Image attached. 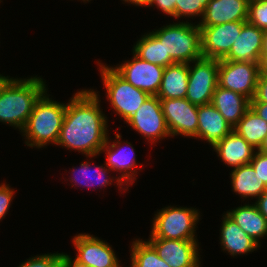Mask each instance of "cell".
<instances>
[{"label": "cell", "instance_id": "obj_20", "mask_svg": "<svg viewBox=\"0 0 267 267\" xmlns=\"http://www.w3.org/2000/svg\"><path fill=\"white\" fill-rule=\"evenodd\" d=\"M211 103L233 128L250 108L247 97L220 86L216 87Z\"/></svg>", "mask_w": 267, "mask_h": 267}, {"label": "cell", "instance_id": "obj_16", "mask_svg": "<svg viewBox=\"0 0 267 267\" xmlns=\"http://www.w3.org/2000/svg\"><path fill=\"white\" fill-rule=\"evenodd\" d=\"M263 34L264 30L246 22L223 60L260 63Z\"/></svg>", "mask_w": 267, "mask_h": 267}, {"label": "cell", "instance_id": "obj_24", "mask_svg": "<svg viewBox=\"0 0 267 267\" xmlns=\"http://www.w3.org/2000/svg\"><path fill=\"white\" fill-rule=\"evenodd\" d=\"M232 190L240 194L241 198H258L267 186L250 164L234 168L230 173Z\"/></svg>", "mask_w": 267, "mask_h": 267}, {"label": "cell", "instance_id": "obj_32", "mask_svg": "<svg viewBox=\"0 0 267 267\" xmlns=\"http://www.w3.org/2000/svg\"><path fill=\"white\" fill-rule=\"evenodd\" d=\"M249 164L253 167L262 182L267 186V154L256 150Z\"/></svg>", "mask_w": 267, "mask_h": 267}, {"label": "cell", "instance_id": "obj_34", "mask_svg": "<svg viewBox=\"0 0 267 267\" xmlns=\"http://www.w3.org/2000/svg\"><path fill=\"white\" fill-rule=\"evenodd\" d=\"M250 102L267 103V74L259 73L256 92Z\"/></svg>", "mask_w": 267, "mask_h": 267}, {"label": "cell", "instance_id": "obj_39", "mask_svg": "<svg viewBox=\"0 0 267 267\" xmlns=\"http://www.w3.org/2000/svg\"><path fill=\"white\" fill-rule=\"evenodd\" d=\"M259 68H260V73L267 74V53H261Z\"/></svg>", "mask_w": 267, "mask_h": 267}, {"label": "cell", "instance_id": "obj_19", "mask_svg": "<svg viewBox=\"0 0 267 267\" xmlns=\"http://www.w3.org/2000/svg\"><path fill=\"white\" fill-rule=\"evenodd\" d=\"M213 149L225 165L227 164L228 167L231 166L233 169L249 164L256 151L234 130L221 139Z\"/></svg>", "mask_w": 267, "mask_h": 267}, {"label": "cell", "instance_id": "obj_38", "mask_svg": "<svg viewBox=\"0 0 267 267\" xmlns=\"http://www.w3.org/2000/svg\"><path fill=\"white\" fill-rule=\"evenodd\" d=\"M61 267H88L87 265L79 262L77 259L72 258L64 253H61Z\"/></svg>", "mask_w": 267, "mask_h": 267}, {"label": "cell", "instance_id": "obj_42", "mask_svg": "<svg viewBox=\"0 0 267 267\" xmlns=\"http://www.w3.org/2000/svg\"><path fill=\"white\" fill-rule=\"evenodd\" d=\"M262 53H267V30L263 34Z\"/></svg>", "mask_w": 267, "mask_h": 267}, {"label": "cell", "instance_id": "obj_22", "mask_svg": "<svg viewBox=\"0 0 267 267\" xmlns=\"http://www.w3.org/2000/svg\"><path fill=\"white\" fill-rule=\"evenodd\" d=\"M259 245V239L267 235L266 218L259 212L255 204H245L225 213Z\"/></svg>", "mask_w": 267, "mask_h": 267}, {"label": "cell", "instance_id": "obj_13", "mask_svg": "<svg viewBox=\"0 0 267 267\" xmlns=\"http://www.w3.org/2000/svg\"><path fill=\"white\" fill-rule=\"evenodd\" d=\"M116 141L114 140L112 144L109 141V137H107L106 143L104 146L100 149L99 155L102 152H105L107 154L105 166L109 168V170L117 171L120 174V176H116V183L117 186L120 187L119 189L123 190V185H129L133 184V182L136 180L135 175L136 170V159H135V149L129 142H124L126 145V148L124 146H121L122 142L119 140L121 139V134H115ZM131 146V148H130ZM128 148V149H127Z\"/></svg>", "mask_w": 267, "mask_h": 267}, {"label": "cell", "instance_id": "obj_1", "mask_svg": "<svg viewBox=\"0 0 267 267\" xmlns=\"http://www.w3.org/2000/svg\"><path fill=\"white\" fill-rule=\"evenodd\" d=\"M97 93L82 89L69 100L56 145L91 158L99 155L109 135L107 117L101 111Z\"/></svg>", "mask_w": 267, "mask_h": 267}, {"label": "cell", "instance_id": "obj_7", "mask_svg": "<svg viewBox=\"0 0 267 267\" xmlns=\"http://www.w3.org/2000/svg\"><path fill=\"white\" fill-rule=\"evenodd\" d=\"M189 63L186 99L195 105H207L212 102L218 86L219 60L200 58Z\"/></svg>", "mask_w": 267, "mask_h": 267}, {"label": "cell", "instance_id": "obj_41", "mask_svg": "<svg viewBox=\"0 0 267 267\" xmlns=\"http://www.w3.org/2000/svg\"><path fill=\"white\" fill-rule=\"evenodd\" d=\"M13 78H10L8 76L0 75V94L2 90L7 86V84L12 80Z\"/></svg>", "mask_w": 267, "mask_h": 267}, {"label": "cell", "instance_id": "obj_26", "mask_svg": "<svg viewBox=\"0 0 267 267\" xmlns=\"http://www.w3.org/2000/svg\"><path fill=\"white\" fill-rule=\"evenodd\" d=\"M233 130L254 149L259 150L267 135V122L249 108Z\"/></svg>", "mask_w": 267, "mask_h": 267}, {"label": "cell", "instance_id": "obj_8", "mask_svg": "<svg viewBox=\"0 0 267 267\" xmlns=\"http://www.w3.org/2000/svg\"><path fill=\"white\" fill-rule=\"evenodd\" d=\"M259 63L219 60L218 86L251 100L256 92Z\"/></svg>", "mask_w": 267, "mask_h": 267}, {"label": "cell", "instance_id": "obj_43", "mask_svg": "<svg viewBox=\"0 0 267 267\" xmlns=\"http://www.w3.org/2000/svg\"><path fill=\"white\" fill-rule=\"evenodd\" d=\"M259 151L262 152V153L267 154V135H266V137H265V139H264V142H263V144L261 145Z\"/></svg>", "mask_w": 267, "mask_h": 267}, {"label": "cell", "instance_id": "obj_28", "mask_svg": "<svg viewBox=\"0 0 267 267\" xmlns=\"http://www.w3.org/2000/svg\"><path fill=\"white\" fill-rule=\"evenodd\" d=\"M130 267H170L147 242L137 239L131 245Z\"/></svg>", "mask_w": 267, "mask_h": 267}, {"label": "cell", "instance_id": "obj_21", "mask_svg": "<svg viewBox=\"0 0 267 267\" xmlns=\"http://www.w3.org/2000/svg\"><path fill=\"white\" fill-rule=\"evenodd\" d=\"M221 248L231 256L253 252L260 245L247 235L230 217L223 215L221 224Z\"/></svg>", "mask_w": 267, "mask_h": 267}, {"label": "cell", "instance_id": "obj_31", "mask_svg": "<svg viewBox=\"0 0 267 267\" xmlns=\"http://www.w3.org/2000/svg\"><path fill=\"white\" fill-rule=\"evenodd\" d=\"M18 267H61V253H48L27 259Z\"/></svg>", "mask_w": 267, "mask_h": 267}, {"label": "cell", "instance_id": "obj_3", "mask_svg": "<svg viewBox=\"0 0 267 267\" xmlns=\"http://www.w3.org/2000/svg\"><path fill=\"white\" fill-rule=\"evenodd\" d=\"M67 104L49 98L47 91L35 103L26 126L22 130L29 147L56 145L62 128Z\"/></svg>", "mask_w": 267, "mask_h": 267}, {"label": "cell", "instance_id": "obj_12", "mask_svg": "<svg viewBox=\"0 0 267 267\" xmlns=\"http://www.w3.org/2000/svg\"><path fill=\"white\" fill-rule=\"evenodd\" d=\"M247 21H234L214 26H199L203 58L223 59L231 50Z\"/></svg>", "mask_w": 267, "mask_h": 267}, {"label": "cell", "instance_id": "obj_33", "mask_svg": "<svg viewBox=\"0 0 267 267\" xmlns=\"http://www.w3.org/2000/svg\"><path fill=\"white\" fill-rule=\"evenodd\" d=\"M9 187L10 186L6 185L5 183L0 185V220H3L5 215L8 214L7 212L15 193V191H13L14 189Z\"/></svg>", "mask_w": 267, "mask_h": 267}, {"label": "cell", "instance_id": "obj_17", "mask_svg": "<svg viewBox=\"0 0 267 267\" xmlns=\"http://www.w3.org/2000/svg\"><path fill=\"white\" fill-rule=\"evenodd\" d=\"M249 0H209L198 26L247 21Z\"/></svg>", "mask_w": 267, "mask_h": 267}, {"label": "cell", "instance_id": "obj_23", "mask_svg": "<svg viewBox=\"0 0 267 267\" xmlns=\"http://www.w3.org/2000/svg\"><path fill=\"white\" fill-rule=\"evenodd\" d=\"M188 76V63H174L165 67L156 96L159 99L186 98Z\"/></svg>", "mask_w": 267, "mask_h": 267}, {"label": "cell", "instance_id": "obj_18", "mask_svg": "<svg viewBox=\"0 0 267 267\" xmlns=\"http://www.w3.org/2000/svg\"><path fill=\"white\" fill-rule=\"evenodd\" d=\"M233 131V127L212 105L198 106V139L208 142L212 148Z\"/></svg>", "mask_w": 267, "mask_h": 267}, {"label": "cell", "instance_id": "obj_36", "mask_svg": "<svg viewBox=\"0 0 267 267\" xmlns=\"http://www.w3.org/2000/svg\"><path fill=\"white\" fill-rule=\"evenodd\" d=\"M250 108L256 115L267 122V103L264 102H250Z\"/></svg>", "mask_w": 267, "mask_h": 267}, {"label": "cell", "instance_id": "obj_4", "mask_svg": "<svg viewBox=\"0 0 267 267\" xmlns=\"http://www.w3.org/2000/svg\"><path fill=\"white\" fill-rule=\"evenodd\" d=\"M152 33L161 41L166 55L176 63H192L202 58L200 27L189 22L172 23Z\"/></svg>", "mask_w": 267, "mask_h": 267}, {"label": "cell", "instance_id": "obj_10", "mask_svg": "<svg viewBox=\"0 0 267 267\" xmlns=\"http://www.w3.org/2000/svg\"><path fill=\"white\" fill-rule=\"evenodd\" d=\"M171 136L198 138V105L186 98L160 99Z\"/></svg>", "mask_w": 267, "mask_h": 267}, {"label": "cell", "instance_id": "obj_15", "mask_svg": "<svg viewBox=\"0 0 267 267\" xmlns=\"http://www.w3.org/2000/svg\"><path fill=\"white\" fill-rule=\"evenodd\" d=\"M72 241L77 251L75 259L88 267H121L112 247L98 237L79 233Z\"/></svg>", "mask_w": 267, "mask_h": 267}, {"label": "cell", "instance_id": "obj_35", "mask_svg": "<svg viewBox=\"0 0 267 267\" xmlns=\"http://www.w3.org/2000/svg\"><path fill=\"white\" fill-rule=\"evenodd\" d=\"M175 1L176 0H151L147 7L155 5L157 6V9L160 8V10L166 13V15H170L175 18Z\"/></svg>", "mask_w": 267, "mask_h": 267}, {"label": "cell", "instance_id": "obj_27", "mask_svg": "<svg viewBox=\"0 0 267 267\" xmlns=\"http://www.w3.org/2000/svg\"><path fill=\"white\" fill-rule=\"evenodd\" d=\"M101 165V166H94L95 169H91V163L90 162H84L80 164V168L76 169L74 168V170L72 171V174L74 176V174L76 173L79 175L80 179H77V177H70V181H75V183L71 186H75L77 184V182L79 183V185H83L84 187H88L90 188L91 186H96L99 185L100 187H106L107 185H111L112 182L114 181V177L111 179L109 176H107V174L109 173V169H107L106 166ZM76 170V171H75ZM108 171V172H107ZM75 172V173H74ZM90 181V182H89ZM91 183V184H90Z\"/></svg>", "mask_w": 267, "mask_h": 267}, {"label": "cell", "instance_id": "obj_29", "mask_svg": "<svg viewBox=\"0 0 267 267\" xmlns=\"http://www.w3.org/2000/svg\"><path fill=\"white\" fill-rule=\"evenodd\" d=\"M209 0H176L175 19L185 17L201 16L203 18L205 8Z\"/></svg>", "mask_w": 267, "mask_h": 267}, {"label": "cell", "instance_id": "obj_37", "mask_svg": "<svg viewBox=\"0 0 267 267\" xmlns=\"http://www.w3.org/2000/svg\"><path fill=\"white\" fill-rule=\"evenodd\" d=\"M254 204L267 221V189L257 198Z\"/></svg>", "mask_w": 267, "mask_h": 267}, {"label": "cell", "instance_id": "obj_14", "mask_svg": "<svg viewBox=\"0 0 267 267\" xmlns=\"http://www.w3.org/2000/svg\"><path fill=\"white\" fill-rule=\"evenodd\" d=\"M147 242L170 267H200L196 240L149 238Z\"/></svg>", "mask_w": 267, "mask_h": 267}, {"label": "cell", "instance_id": "obj_25", "mask_svg": "<svg viewBox=\"0 0 267 267\" xmlns=\"http://www.w3.org/2000/svg\"><path fill=\"white\" fill-rule=\"evenodd\" d=\"M133 53L141 60L167 67L176 63L170 55H166L161 41L152 33L144 34L133 47Z\"/></svg>", "mask_w": 267, "mask_h": 267}, {"label": "cell", "instance_id": "obj_9", "mask_svg": "<svg viewBox=\"0 0 267 267\" xmlns=\"http://www.w3.org/2000/svg\"><path fill=\"white\" fill-rule=\"evenodd\" d=\"M126 123L148 139L151 144L171 137L163 115L161 101L157 96H149Z\"/></svg>", "mask_w": 267, "mask_h": 267}, {"label": "cell", "instance_id": "obj_30", "mask_svg": "<svg viewBox=\"0 0 267 267\" xmlns=\"http://www.w3.org/2000/svg\"><path fill=\"white\" fill-rule=\"evenodd\" d=\"M247 22L267 30V0H249Z\"/></svg>", "mask_w": 267, "mask_h": 267}, {"label": "cell", "instance_id": "obj_2", "mask_svg": "<svg viewBox=\"0 0 267 267\" xmlns=\"http://www.w3.org/2000/svg\"><path fill=\"white\" fill-rule=\"evenodd\" d=\"M40 77L12 79L0 94V122L24 129L35 103L46 92Z\"/></svg>", "mask_w": 267, "mask_h": 267}, {"label": "cell", "instance_id": "obj_6", "mask_svg": "<svg viewBox=\"0 0 267 267\" xmlns=\"http://www.w3.org/2000/svg\"><path fill=\"white\" fill-rule=\"evenodd\" d=\"M198 211L191 207L168 206L162 208L157 214H154L149 238L197 240L195 228L200 219V211Z\"/></svg>", "mask_w": 267, "mask_h": 267}, {"label": "cell", "instance_id": "obj_40", "mask_svg": "<svg viewBox=\"0 0 267 267\" xmlns=\"http://www.w3.org/2000/svg\"><path fill=\"white\" fill-rule=\"evenodd\" d=\"M124 1L125 3H131L133 5H138V6H148L149 3L151 2V0H122Z\"/></svg>", "mask_w": 267, "mask_h": 267}, {"label": "cell", "instance_id": "obj_5", "mask_svg": "<svg viewBox=\"0 0 267 267\" xmlns=\"http://www.w3.org/2000/svg\"><path fill=\"white\" fill-rule=\"evenodd\" d=\"M107 99L113 110L125 120L130 119L150 96L122 78L111 66L99 64Z\"/></svg>", "mask_w": 267, "mask_h": 267}, {"label": "cell", "instance_id": "obj_11", "mask_svg": "<svg viewBox=\"0 0 267 267\" xmlns=\"http://www.w3.org/2000/svg\"><path fill=\"white\" fill-rule=\"evenodd\" d=\"M112 68L134 87L141 89L150 96H156L163 77L165 67L141 60L133 53L132 61Z\"/></svg>", "mask_w": 267, "mask_h": 267}]
</instances>
